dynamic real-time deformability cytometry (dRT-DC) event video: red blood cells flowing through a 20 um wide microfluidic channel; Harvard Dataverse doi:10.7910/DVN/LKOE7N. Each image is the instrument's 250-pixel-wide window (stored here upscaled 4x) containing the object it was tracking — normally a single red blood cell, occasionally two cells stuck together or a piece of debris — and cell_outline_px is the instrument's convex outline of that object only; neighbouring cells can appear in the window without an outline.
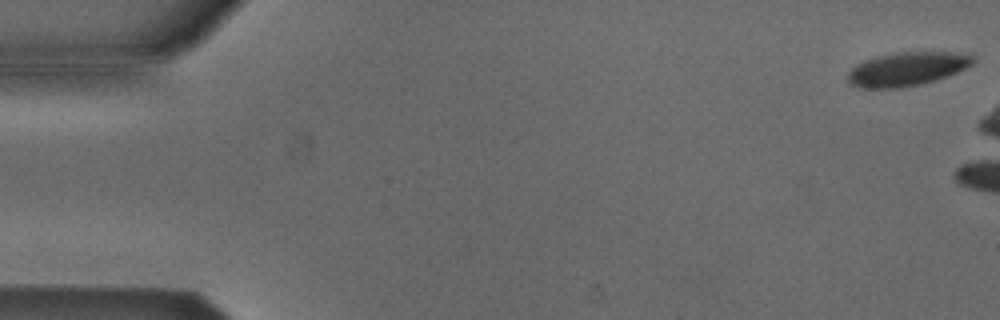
{"species": "Egyptian fruit bat (a non-hibernating species)", "species_latin": "Rousettus aegyptiacus", "temperature_condition": "cold", "stored_images_in_passage": 5, "camera_frame_rate_fps": 3000, "um_per_image_px": 0.085, "animal": {"sex": "male"}, "frame": {"image": 1, "passage_image": 1, "time_ms": 0.0, "image_size_px": [1000, 320], "cell_outline_px": [[976, 60], [972, 64], [948, 76], [936, 80], [904, 88], [860, 88], [852, 84], [848, 80], [848, 72], [856, 64], [864, 60], [876, 56], [892, 52], [964, 52], [976, 56]], "centroid_in_image_um": [77.12, 5.85], "position_along_channel_um": 7.9, "area_um2": 24.91}}